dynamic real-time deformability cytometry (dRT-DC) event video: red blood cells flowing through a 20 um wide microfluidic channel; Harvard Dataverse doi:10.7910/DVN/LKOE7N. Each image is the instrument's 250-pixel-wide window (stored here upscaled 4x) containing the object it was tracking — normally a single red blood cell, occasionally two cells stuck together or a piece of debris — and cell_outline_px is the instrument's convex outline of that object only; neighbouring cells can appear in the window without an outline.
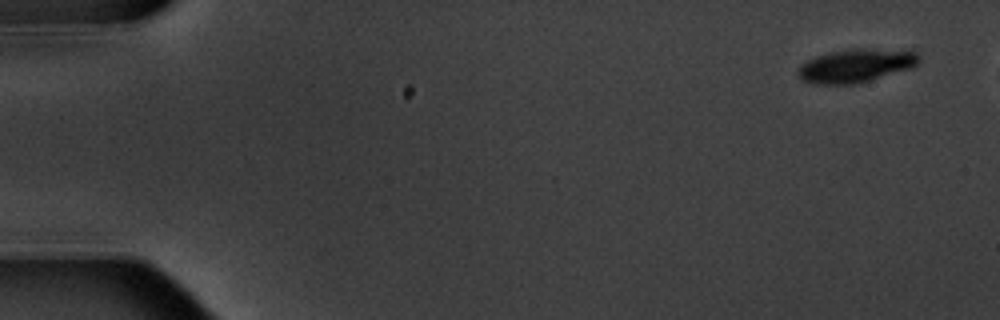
{"species": "common noctule bat (a hibernating species)", "species_latin": "Nyctalus noctula", "temperature_condition": "warm", "stored_images_in_passage": 7, "camera_frame_rate_fps": 3000, "um_per_image_px": 0.085, "animal": {"sex": "male", "body_mass_g": 20.1, "forearm_length_mm": 53.5}, "frame": {"image": 1, "passage_image": 1, "time_ms": 0.0, "image_size_px": [1000, 320], "cell_outline_px": [[920, 60], [912, 68], [856, 84], [812, 84], [800, 80], [796, 72], [800, 64], [816, 56], [832, 52], [852, 48], [864, 48], [916, 52], [920, 56]], "centroid_in_image_um": [72.7, 5.59], "position_along_channel_um": 12.3, "area_um2": 23.58}}
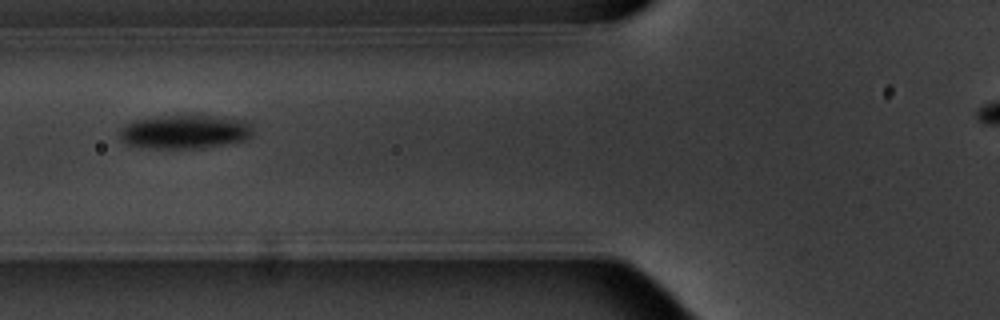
{"frame": {"image": 2, "passage_image": 7, "time_ms": 6.667, "image_size_px": [1000, 320], "cell_outline_px": [[252, 136], [248, 140], [200, 148], [156, 148], [128, 144], [120, 140], [120, 128], [124, 124], [132, 120], [160, 116], [212, 116], [244, 120], [252, 128]], "centroid_in_image_um": [15.7, 11.2], "position_along_channel_um": 110.1, "area_um2": 26.13}}